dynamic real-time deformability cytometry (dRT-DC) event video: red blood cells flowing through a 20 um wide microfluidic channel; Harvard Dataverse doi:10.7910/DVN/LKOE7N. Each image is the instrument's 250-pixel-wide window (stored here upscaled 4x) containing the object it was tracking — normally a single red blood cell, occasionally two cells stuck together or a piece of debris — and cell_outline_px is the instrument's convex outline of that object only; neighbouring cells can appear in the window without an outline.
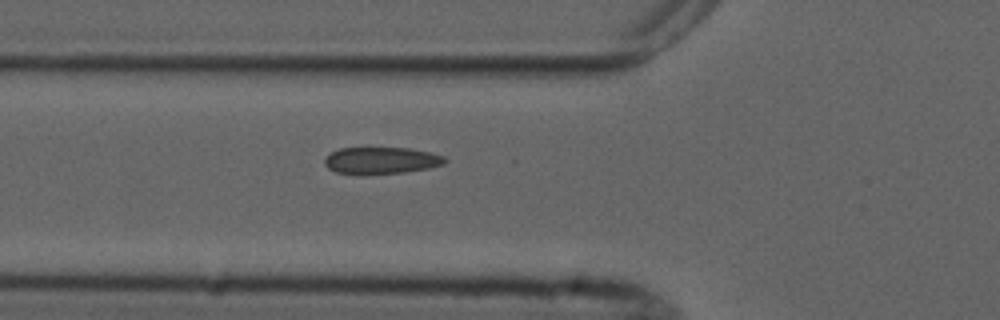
{"species": "common noctule bat (a hibernating species)", "species_latin": "Nyctalus noctula", "temperature_condition": "cold", "stored_images_in_passage": 4, "camera_frame_rate_fps": 3000, "um_per_image_px": 0.085, "animal": {"sex": "male", "forearm_length_mm": 52.5}, "frame": {"image": 1, "passage_image": 3, "time_ms": 2.333, "image_size_px": [1000, 320], "cell_outline_px": [[448, 160], [444, 164], [428, 168], [404, 172], [360, 176], [336, 172], [328, 168], [324, 164], [324, 160], [332, 152], [340, 148], [408, 148], [428, 152], [444, 156]], "centroid_in_image_um": [32.38, 13.66], "position_along_channel_um": 93.4, "area_um2": 19.02}}